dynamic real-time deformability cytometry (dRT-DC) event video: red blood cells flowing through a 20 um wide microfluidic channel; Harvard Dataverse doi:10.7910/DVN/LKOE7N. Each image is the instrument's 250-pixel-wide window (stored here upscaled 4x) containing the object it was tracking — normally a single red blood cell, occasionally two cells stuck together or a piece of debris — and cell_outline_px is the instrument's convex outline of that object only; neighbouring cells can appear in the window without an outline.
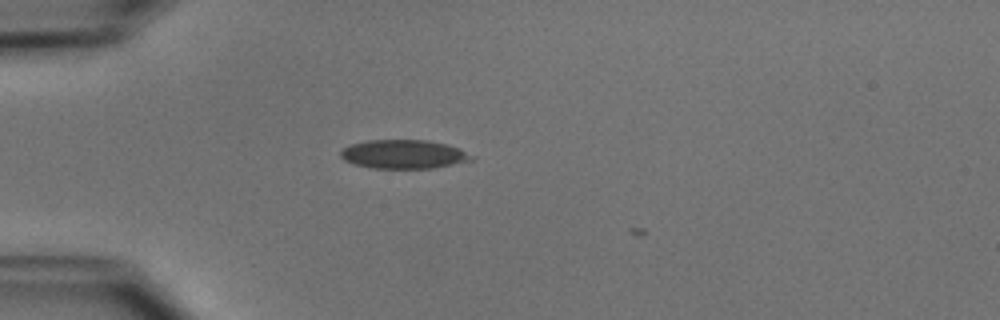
{"species": "common noctule bat (a hibernating species)", "species_latin": "Nyctalus noctula", "temperature_condition": "cold", "stored_images_in_passage": 2, "camera_frame_rate_fps": 3000, "um_per_image_px": 0.085, "animal": {"sex": "male", "body_mass_g": 15.6}, "frame": {"image": 1, "passage_image": 1, "time_ms": 0.0, "image_size_px": [1000, 320], "cell_outline_px": [[476, 160], [432, 168], [372, 168], [352, 164], [344, 160], [340, 156], [340, 152], [344, 148], [352, 144], [368, 140], [428, 140], [448, 144], [460, 148], [476, 156]], "centroid_in_image_um": [34.37, 13.11], "position_along_channel_um": 50.6, "area_um2": 22.25}}